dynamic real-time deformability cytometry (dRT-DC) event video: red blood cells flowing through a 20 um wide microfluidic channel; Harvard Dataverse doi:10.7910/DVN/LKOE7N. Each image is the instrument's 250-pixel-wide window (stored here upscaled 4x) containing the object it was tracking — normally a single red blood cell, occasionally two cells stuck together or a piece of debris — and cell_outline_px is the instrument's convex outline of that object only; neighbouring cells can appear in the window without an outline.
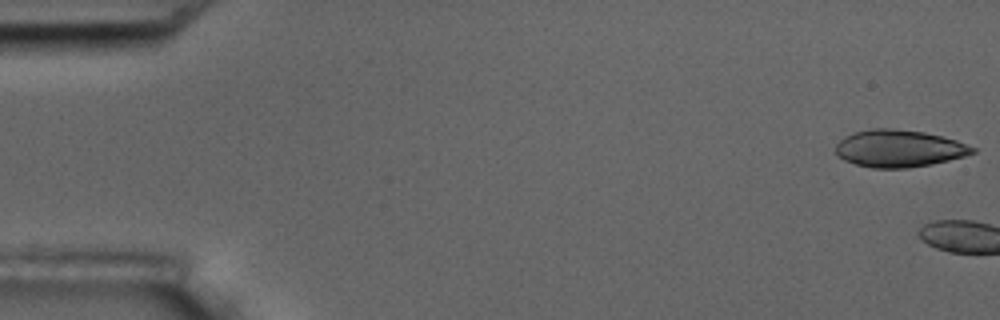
{"species": "common noctule bat (a hibernating species)", "species_latin": "Nyctalus noctula", "temperature_condition": "room temperature", "stored_images_in_passage": 3, "camera_frame_rate_fps": 3000, "um_per_image_px": 0.085, "animal": {"sex": "male", "body_mass_g": 17.5, "forearm_length_mm": 52.3}, "frame": {"image": 1, "passage_image": 1, "time_ms": 0.0, "image_size_px": [1000, 320], "cell_outline_px": [[976, 152], [964, 156], [932, 164], [908, 168], [872, 168], [856, 164], [844, 160], [836, 152], [836, 144], [844, 136], [852, 132], [872, 128], [892, 128], [924, 132], [956, 140], [976, 148]], "centroid_in_image_um": [76.4, 12.61], "position_along_channel_um": 8.6, "area_um2": 29.65}}